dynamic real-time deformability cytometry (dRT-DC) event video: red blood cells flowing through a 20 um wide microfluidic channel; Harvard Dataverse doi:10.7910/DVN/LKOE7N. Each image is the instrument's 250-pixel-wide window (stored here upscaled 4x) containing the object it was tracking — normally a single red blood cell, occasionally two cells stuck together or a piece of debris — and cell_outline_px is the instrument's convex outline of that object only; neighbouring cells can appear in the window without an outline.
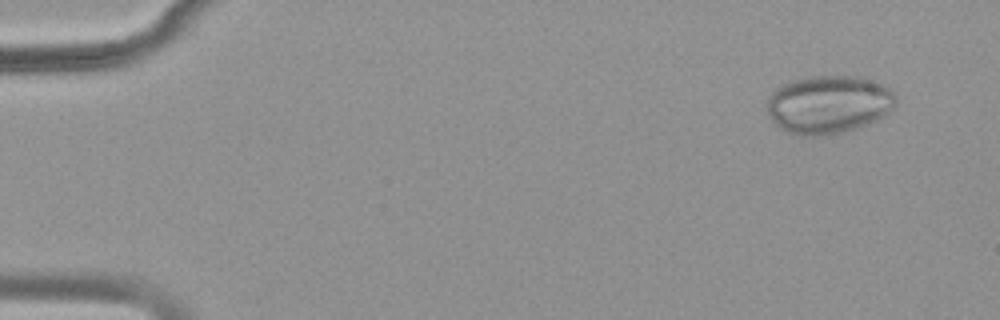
{"species": "common noctule bat (a hibernating species)", "species_latin": "Nyctalus noctula", "temperature_condition": "warm", "stored_images_in_passage": 24, "camera_frame_rate_fps": 3000, "um_per_image_px": 0.085, "animal": {"sex": "female", "body_mass_g": 18.4}, "frame": {"image": 1, "passage_image": 4, "time_ms": 1.0, "image_size_px": [1000, 320], "cell_outline_px": [[896, 104], [884, 116], [876, 120], [856, 128], [844, 132], [824, 136], [800, 136], [788, 132], [780, 128], [772, 120], [764, 108], [764, 104], [768, 96], [776, 88], [784, 84], [808, 76], [856, 76], [892, 88], [896, 92]], "centroid_in_image_um": [70.4, 8.89], "position_along_channel_um": 14.6, "area_um2": 44.04}}